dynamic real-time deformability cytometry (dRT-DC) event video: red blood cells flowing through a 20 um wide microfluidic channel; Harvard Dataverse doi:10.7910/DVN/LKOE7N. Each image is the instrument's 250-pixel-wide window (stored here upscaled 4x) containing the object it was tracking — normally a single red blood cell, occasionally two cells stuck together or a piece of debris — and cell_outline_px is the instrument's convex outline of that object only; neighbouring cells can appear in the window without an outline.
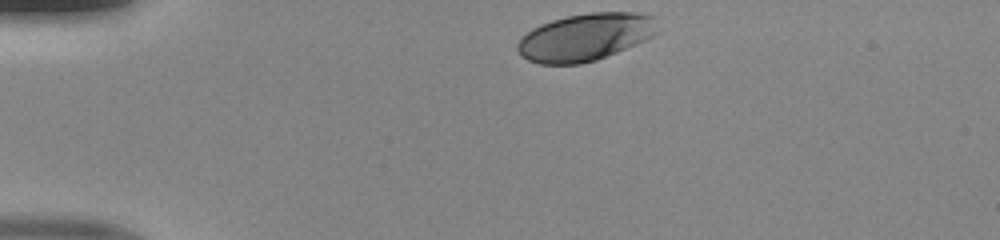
{"species": "human", "species_latin": "Homo sapiens", "temperature_condition": "room temperature", "stored_images_in_passage": 32, "camera_frame_rate_fps": 3000, "um_per_image_px": 0.085, "donor": {"sex": "male"}, "frame": {"image": 1, "passage_image": 1, "time_ms": 0.0, "image_size_px": [1000, 240], "cell_outline_px": [[656, 32], [652, 36], [636, 44], [596, 60], [580, 64], [540, 64], [528, 60], [516, 48], [516, 44], [532, 28], [540, 24], [552, 20], [568, 16], [588, 12], [640, 12], [652, 16]], "centroid_in_image_um": [49.73, 3.15], "position_along_channel_um": 35.3, "area_um2": 38.26}}
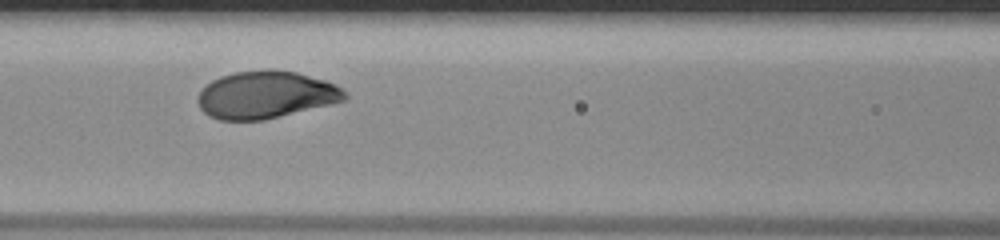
{"frame": {"image": 2, "passage_image": 13, "time_ms": 4.0, "image_size_px": [1000, 240], "cell_outline_px": [[348, 100], [332, 104], [264, 120], [220, 120], [208, 116], [200, 108], [196, 100], [200, 88], [212, 80], [220, 76], [236, 72], [296, 72], [324, 80], [340, 88], [348, 96]], "centroid_in_image_um": [22.55, 8.1], "position_along_channel_um": 144.0, "area_um2": 40.0}}
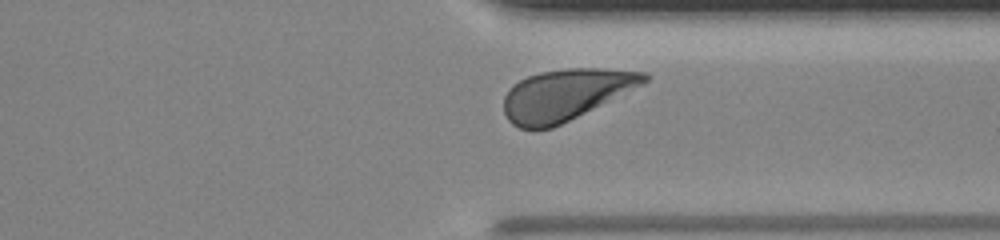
{"frame": {"image": 3, "passage_image": 29, "time_ms": 9.333, "image_size_px": [1000, 240], "cell_outline_px": [[652, 76], [648, 80], [552, 128], [520, 128], [512, 124], [508, 120], [504, 112], [504, 96], [508, 88], [512, 84], [528, 76], [540, 72], [564, 68], [600, 68], [648, 72]], "centroid_in_image_um": [48.01, 8.02], "position_along_channel_um": 363.4, "area_um2": 41.1}}